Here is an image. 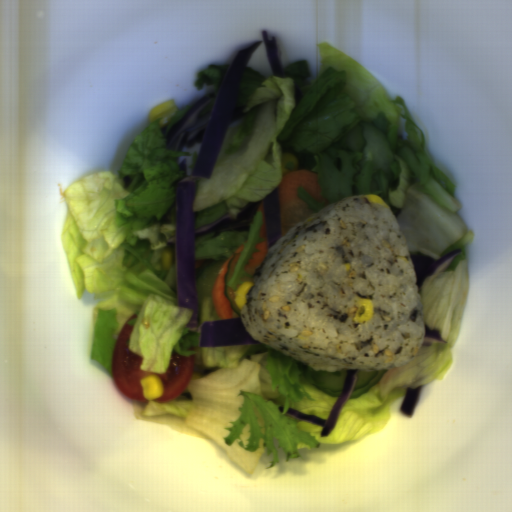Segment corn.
<instances>
[{
	"instance_id": "obj_4",
	"label": "corn",
	"mask_w": 512,
	"mask_h": 512,
	"mask_svg": "<svg viewBox=\"0 0 512 512\" xmlns=\"http://www.w3.org/2000/svg\"><path fill=\"white\" fill-rule=\"evenodd\" d=\"M254 284L255 283H253L251 281H246L237 287L236 292L234 294V303H235L236 307H238L240 309L243 306H245V304L247 302L246 296H247L248 292L252 289Z\"/></svg>"
},
{
	"instance_id": "obj_1",
	"label": "corn",
	"mask_w": 512,
	"mask_h": 512,
	"mask_svg": "<svg viewBox=\"0 0 512 512\" xmlns=\"http://www.w3.org/2000/svg\"><path fill=\"white\" fill-rule=\"evenodd\" d=\"M355 305L356 312L352 321L357 324H364L371 321L375 312V304L373 300L368 297H360L356 294Z\"/></svg>"
},
{
	"instance_id": "obj_6",
	"label": "corn",
	"mask_w": 512,
	"mask_h": 512,
	"mask_svg": "<svg viewBox=\"0 0 512 512\" xmlns=\"http://www.w3.org/2000/svg\"><path fill=\"white\" fill-rule=\"evenodd\" d=\"M363 196H365L367 198L368 202H370V203H377L381 206L390 208L380 196H377L375 194H366Z\"/></svg>"
},
{
	"instance_id": "obj_2",
	"label": "corn",
	"mask_w": 512,
	"mask_h": 512,
	"mask_svg": "<svg viewBox=\"0 0 512 512\" xmlns=\"http://www.w3.org/2000/svg\"><path fill=\"white\" fill-rule=\"evenodd\" d=\"M143 397L150 400L160 398L164 394L163 382L159 376L150 375L140 381Z\"/></svg>"
},
{
	"instance_id": "obj_3",
	"label": "corn",
	"mask_w": 512,
	"mask_h": 512,
	"mask_svg": "<svg viewBox=\"0 0 512 512\" xmlns=\"http://www.w3.org/2000/svg\"><path fill=\"white\" fill-rule=\"evenodd\" d=\"M177 110L178 107L174 100L166 101L164 103L156 105L154 108L150 110L148 120L150 123H154L156 121H163Z\"/></svg>"
},
{
	"instance_id": "obj_5",
	"label": "corn",
	"mask_w": 512,
	"mask_h": 512,
	"mask_svg": "<svg viewBox=\"0 0 512 512\" xmlns=\"http://www.w3.org/2000/svg\"><path fill=\"white\" fill-rule=\"evenodd\" d=\"M174 263L173 253L171 250H166L163 252L161 257V268L162 271L171 270Z\"/></svg>"
}]
</instances>
